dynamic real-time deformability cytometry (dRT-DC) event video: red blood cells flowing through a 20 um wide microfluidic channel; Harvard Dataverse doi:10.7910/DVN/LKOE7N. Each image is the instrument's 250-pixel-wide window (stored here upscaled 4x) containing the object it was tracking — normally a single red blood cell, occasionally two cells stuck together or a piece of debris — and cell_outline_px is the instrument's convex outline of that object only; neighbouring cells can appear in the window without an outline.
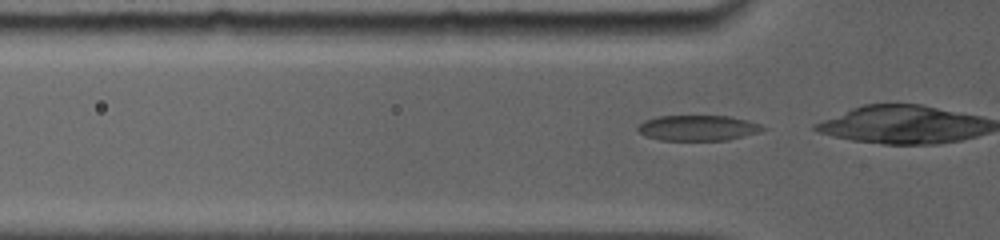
{"species": "common noctule bat (a hibernating species)", "species_latin": "Nyctalus noctula", "temperature_condition": "room temperature", "stored_images_in_passage": 35, "camera_frame_rate_fps": 5000, "um_per_image_px": 0.085, "animal": {"sex": "female", "body_mass_g": 19.0, "forearm_length_mm": 56.7}, "frame": {"image": 1, "passage_image": 2, "time_ms": 0.2, "image_size_px": [1000, 240], "cell_outline_px": [[768, 128], [760, 132], [728, 140], [660, 140], [644, 136], [636, 128], [644, 120], [660, 116], [728, 116], [748, 120], [760, 124]], "centroid_in_image_um": [59.34, 10.88], "position_along_channel_um": 66.5, "area_um2": 18.61}}
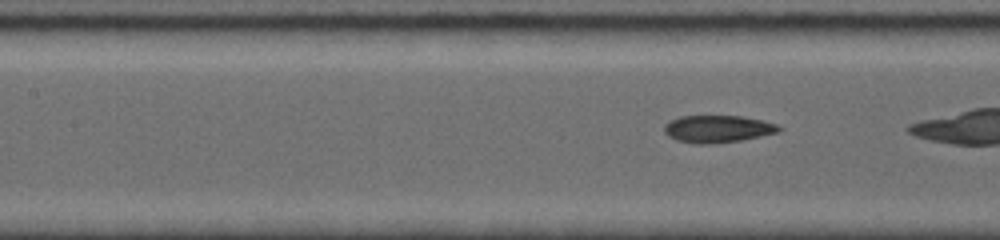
{"frame": {"image": 2, "passage_image": 11, "time_ms": 2.2, "image_size_px": [1000, 240], "cell_outline_px": [[784, 128], [780, 132], [740, 140], [708, 144], [696, 144], [676, 140], [668, 136], [664, 132], [664, 124], [680, 116], [740, 116], [760, 120], [776, 124]], "centroid_in_image_um": [60.99, 10.96], "position_along_channel_um": 146.4, "area_um2": 18.15}}
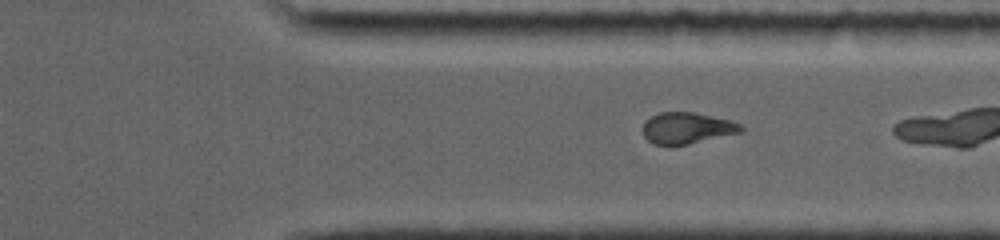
{"frame": {"image": 3, "passage_image": 27, "time_ms": 7.4, "image_size_px": [1000, 240], "cell_outline_px": [[744, 128], [740, 132], [688, 144], [656, 144], [648, 140], [644, 136], [644, 124], [652, 116], [660, 112], [696, 112], [728, 120], [740, 124]], "centroid_in_image_um": [58.4, 10.87], "position_along_channel_um": 353.0, "area_um2": 17.4}, "authors_computed_cell_mechanics": {"area_um2": 18.3804, "velocity_mm_per_s": 3.9851, "shape_relaxation_time_tau1_ms": 5.1635, "shape_relaxation_time_tau2_ms": 2.2365, "deformation_change_tau1": 0.1674, "deformation_change_tau2": 0.09}}